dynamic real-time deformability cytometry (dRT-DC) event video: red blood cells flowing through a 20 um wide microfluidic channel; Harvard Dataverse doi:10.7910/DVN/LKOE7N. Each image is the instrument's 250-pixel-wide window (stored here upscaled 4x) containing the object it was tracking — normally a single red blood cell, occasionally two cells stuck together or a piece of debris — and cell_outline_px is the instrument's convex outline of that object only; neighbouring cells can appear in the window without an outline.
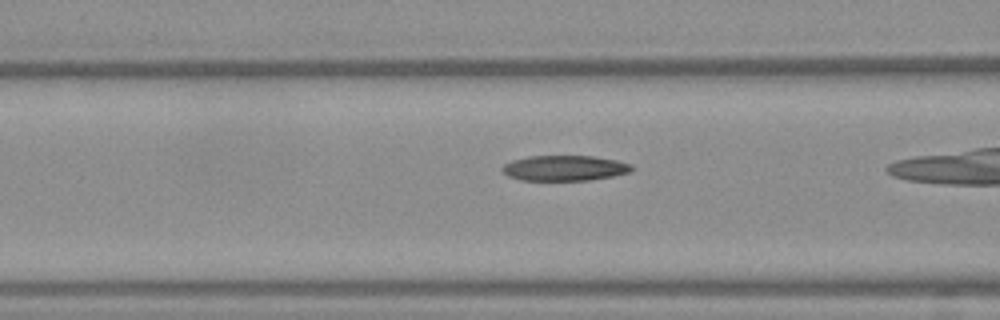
{"species": "Egyptian fruit bat (a non-hibernating species)", "species_latin": "Rousettus aegyptiacus", "temperature_condition": "warm", "stored_images_in_passage": 33, "camera_frame_rate_fps": 3000, "um_per_image_px": 0.085, "frame": {"image": 1, "passage_image": 14, "time_ms": 4.333, "image_size_px": [1000, 320], "cell_outline_px": [[632, 168], [628, 172], [612, 176], [588, 180], [520, 180], [508, 176], [500, 168], [504, 164], [512, 160], [528, 156], [592, 156], [616, 160], [632, 164]], "centroid_in_image_um": [47.95, 14.28], "position_along_channel_um": 118.7, "area_um2": 19.02}}
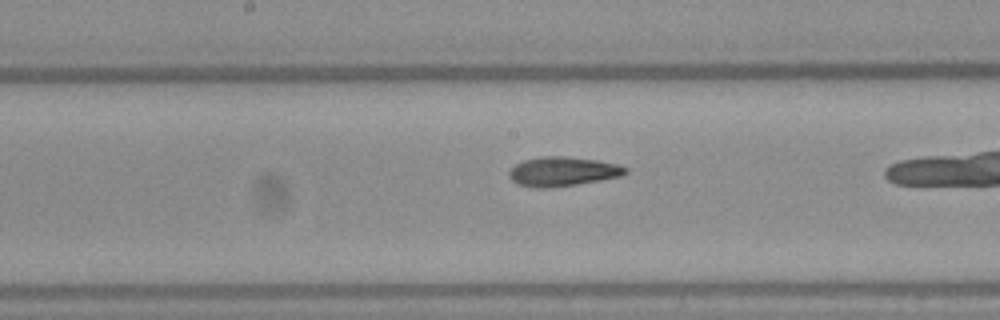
{"frame": {"image": 2, "passage_image": 20, "time_ms": 6.333, "image_size_px": [1000, 320], "cell_outline_px": [[628, 172], [624, 176], [552, 188], [532, 188], [520, 184], [512, 180], [508, 176], [508, 172], [516, 164], [524, 160], [540, 156], [564, 156], [596, 160], [616, 164], [628, 168]], "centroid_in_image_um": [47.83, 14.58], "position_along_channel_um": 200.4, "area_um2": 19.94}}
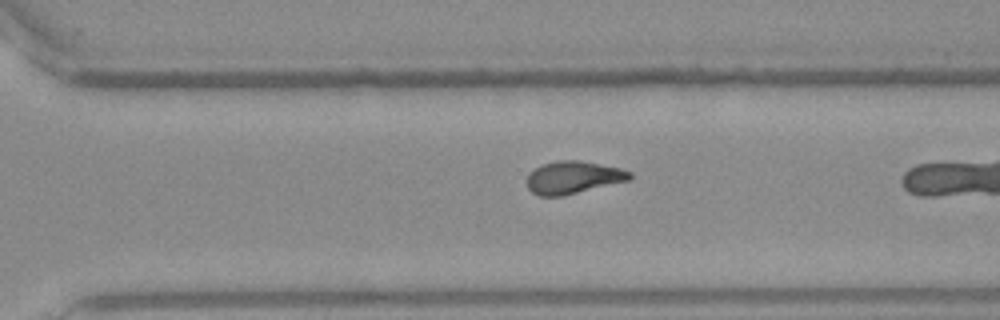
{"frame": {"image": 3, "passage_image": 29, "time_ms": 9.333, "image_size_px": [1000, 320], "cell_outline_px": [[632, 176], [628, 180], [564, 196], [540, 196], [532, 192], [528, 188], [528, 172], [540, 164], [556, 160], [580, 160], [620, 168], [632, 172]], "centroid_in_image_um": [48.69, 15.07], "position_along_channel_um": 321.9, "area_um2": 19.59}}